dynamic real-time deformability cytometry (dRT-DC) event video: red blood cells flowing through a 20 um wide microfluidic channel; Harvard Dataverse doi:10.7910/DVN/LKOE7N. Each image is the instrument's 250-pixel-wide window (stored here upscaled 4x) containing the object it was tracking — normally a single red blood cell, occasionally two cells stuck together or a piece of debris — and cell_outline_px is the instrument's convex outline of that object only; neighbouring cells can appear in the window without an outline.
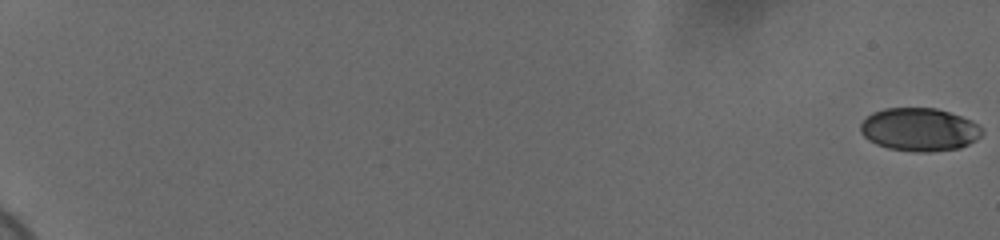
{"species": "human", "species_latin": "Homo sapiens", "temperature_condition": "cold", "stored_images_in_passage": 60, "camera_frame_rate_fps": 3000, "um_per_image_px": 0.085, "donor": {"sex": "female"}, "frame": {"image": 1, "passage_image": 1, "time_ms": 0.0, "image_size_px": [1000, 240], "cell_outline_px": [[984, 132], [976, 140], [960, 148], [932, 152], [912, 152], [888, 148], [876, 144], [868, 140], [860, 132], [860, 124], [872, 112], [884, 108], [936, 108], [972, 120]], "centroid_in_image_um": [78.13, 11.02], "position_along_channel_um": 6.9, "area_um2": 30.63}}
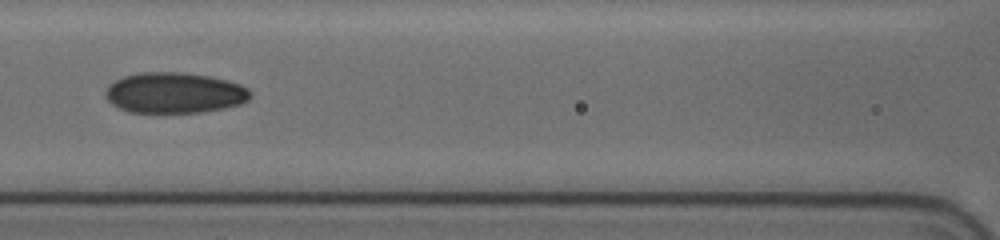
{"frame": {"image": 2, "passage_image": 32, "time_ms": 10.333, "image_size_px": [1000, 240], "cell_outline_px": [[252, 96], [248, 100], [240, 104], [224, 108], [200, 112], [128, 112], [112, 104], [104, 96], [104, 92], [108, 84], [124, 76], [140, 72], [184, 72], [212, 76], [228, 80], [240, 84], [248, 88], [252, 92]], "centroid_in_image_um": [14.84, 7.88], "position_along_channel_um": 151.8, "area_um2": 34.68}}
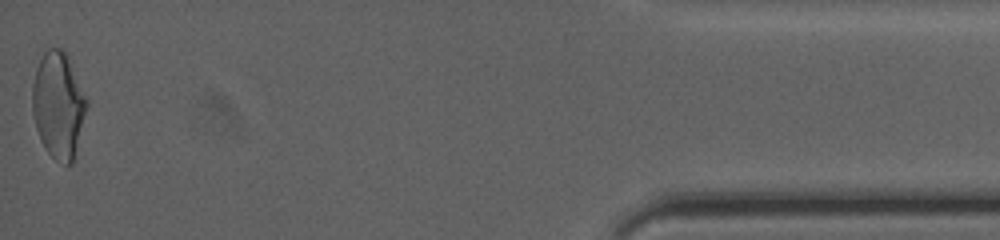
{"frame": {"image": 3, "passage_image": 60, "time_ms": 19.667, "image_size_px": [1000, 240], "cell_outline_px": [[88, 104], [72, 164], [68, 168], [56, 160], [44, 148], [40, 140], [36, 128], [32, 112], [32, 84], [36, 68], [44, 52], [48, 48], [60, 48], [68, 52], [88, 100]], "centroid_in_image_um": [4.97, 8.91], "position_along_channel_um": 430.2, "area_um2": 34.22}, "authors_computed_cell_mechanics": {"area_um2": 32.7726, "velocity_mm_per_s": 3.7128, "shape_relaxation_time_tau1_ms": 5.4669, "shape_relaxation_time_tau2_ms": 2.1869, "deformation_change_tau1": 0.153, "deformation_change_tau2": 0.0681}}